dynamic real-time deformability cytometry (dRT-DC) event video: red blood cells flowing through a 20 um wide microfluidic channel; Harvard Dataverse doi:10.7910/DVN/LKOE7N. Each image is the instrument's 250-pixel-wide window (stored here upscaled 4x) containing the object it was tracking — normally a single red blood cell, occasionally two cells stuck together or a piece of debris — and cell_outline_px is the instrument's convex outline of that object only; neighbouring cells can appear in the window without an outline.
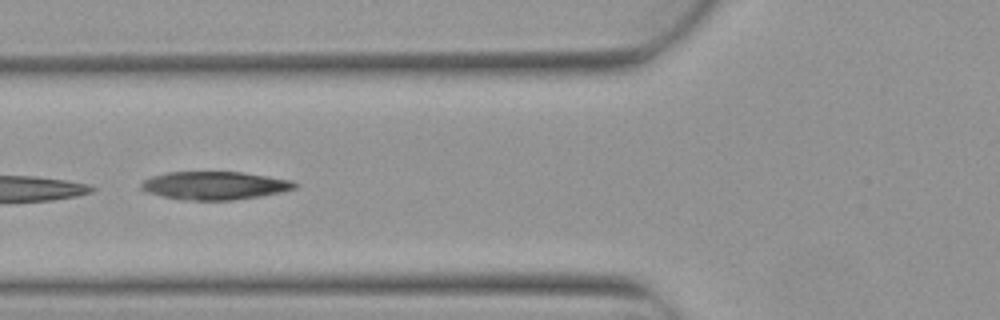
{"species": "Egyptian fruit bat (a non-hibernating species)", "species_latin": "Rousettus aegyptiacus", "temperature_condition": "warm", "stored_images_in_passage": 8, "camera_frame_rate_fps": 3000, "um_per_image_px": 0.085, "animal": {"sex": "female"}, "frame": {"image": 1, "passage_image": 6, "time_ms": 1.667, "image_size_px": [1000, 320], "cell_outline_px": [[296, 188], [280, 192], [260, 196], [232, 200], [180, 200], [144, 192], [140, 188], [140, 184], [144, 180], [152, 176], [168, 172], [240, 172], [268, 176], [292, 180], [296, 184]], "centroid_in_image_um": [18.2, 15.77], "position_along_channel_um": 107.6, "area_um2": 25.2}}
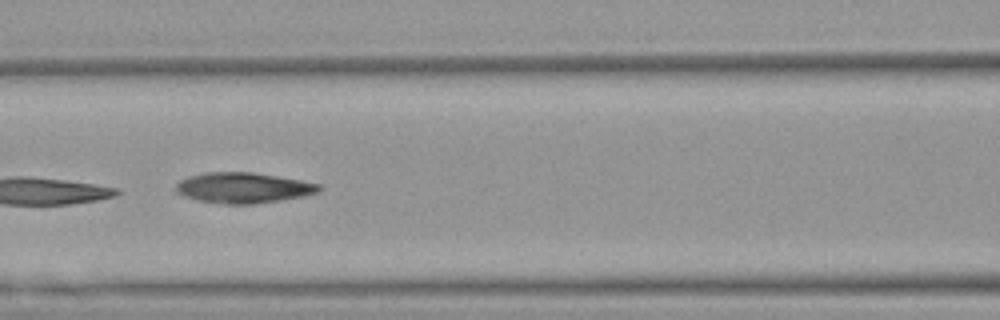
{"frame": {"image": 2, "passage_image": 7, "time_ms": 2.0, "image_size_px": [1000, 320], "cell_outline_px": [[324, 188], [320, 192], [304, 196], [256, 204], [224, 204], [200, 200], [184, 196], [176, 192], [176, 184], [180, 180], [188, 176], [204, 172], [252, 172], [300, 180], [320, 184]], "centroid_in_image_um": [20.7, 15.96], "position_along_channel_um": 145.9, "area_um2": 25.55}}
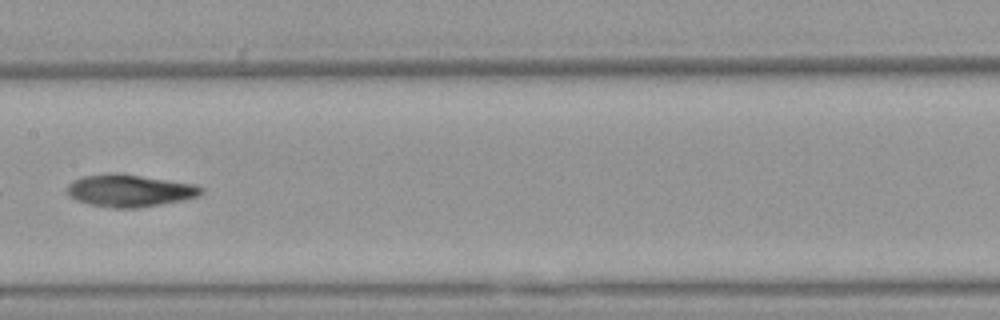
{"frame": {"image": 3, "passage_image": 8, "time_ms": 2.333, "image_size_px": [1000, 320], "cell_outline_px": [[204, 192], [200, 196], [184, 200], [136, 208], [112, 208], [92, 204], [76, 200], [68, 192], [68, 184], [72, 180], [80, 176], [136, 176], [192, 184], [204, 188]], "centroid_in_image_um": [11.06, 16.25], "position_along_channel_um": 196.3, "area_um2": 24.04}}